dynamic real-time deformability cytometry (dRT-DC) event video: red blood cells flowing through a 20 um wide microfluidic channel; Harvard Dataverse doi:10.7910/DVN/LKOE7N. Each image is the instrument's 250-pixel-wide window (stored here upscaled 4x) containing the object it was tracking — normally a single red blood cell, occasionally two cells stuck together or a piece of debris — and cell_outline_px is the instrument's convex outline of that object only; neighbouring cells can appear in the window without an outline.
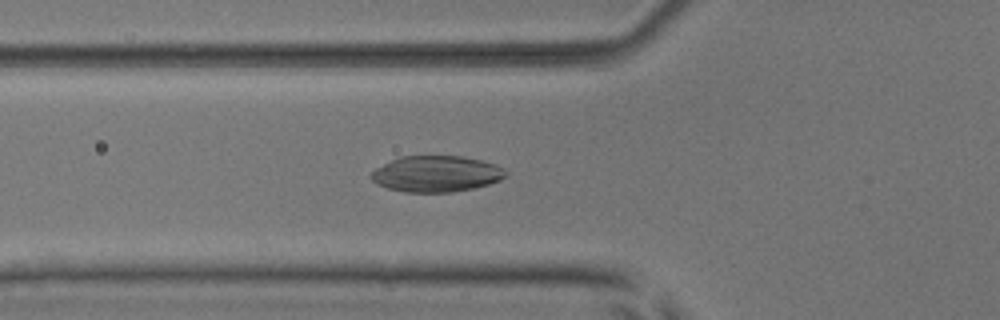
{"species": "common noctule bat (a hibernating species)", "species_latin": "Nyctalus noctula", "temperature_condition": "room temperature", "stored_images_in_passage": 48, "camera_frame_rate_fps": 3000, "um_per_image_px": 0.085, "animal": {"sex": "male", "body_mass_g": 17.9, "forearm_length_mm": 54.2}, "frame": {"image": 1, "passage_image": 14, "time_ms": 4.333, "image_size_px": [1000, 320], "cell_outline_px": [[508, 176], [500, 180], [488, 184], [472, 188], [452, 192], [404, 192], [388, 188], [376, 184], [368, 176], [376, 168], [400, 156], [460, 156], [480, 160], [496, 164], [504, 168], [508, 172]], "centroid_in_image_um": [37.09, 14.78], "position_along_channel_um": 88.7, "area_um2": 28.38}}
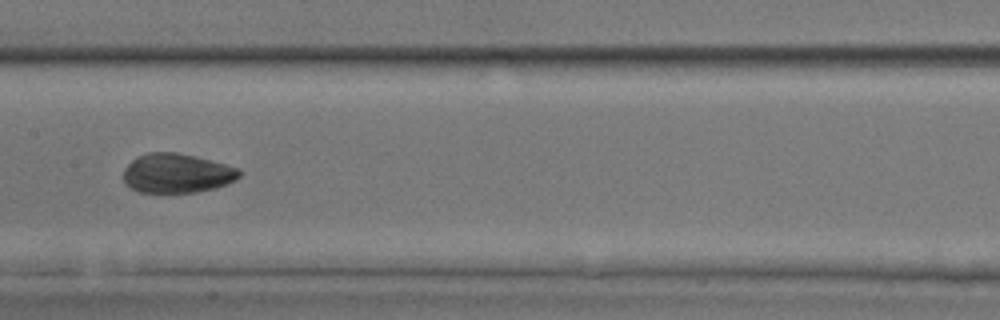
{"frame": {"image": 2, "passage_image": 22, "time_ms": 7.0, "image_size_px": [1000, 320], "cell_outline_px": [[240, 176], [236, 180], [228, 184], [216, 188], [196, 192], [140, 192], [124, 184], [124, 168], [136, 156], [148, 152], [176, 152], [196, 156], [240, 168]], "centroid_in_image_um": [15.05, 14.72], "position_along_channel_um": 192.4, "area_um2": 26.76}}
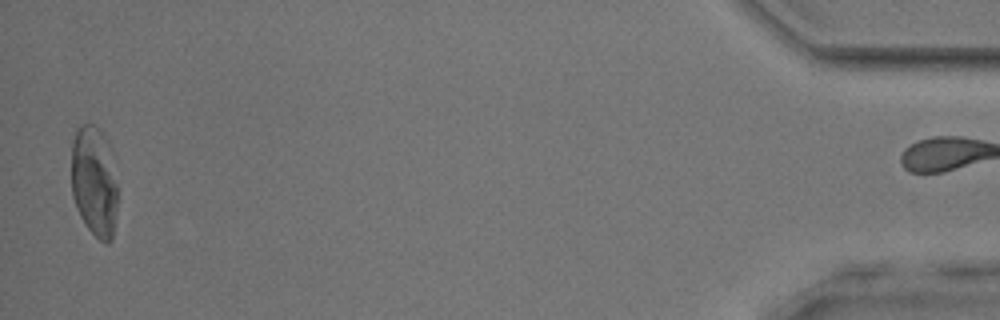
{"frame": {"image": 3, "passage_image": 47, "time_ms": 15.333, "image_size_px": [1000, 320], "cell_outline_px": [[116, 208], [112, 240], [108, 244], [100, 240], [84, 224], [76, 208], [72, 196], [72, 140], [76, 128], [84, 124], [92, 124], [104, 136], [108, 144], [116, 184]], "centroid_in_image_um": [7.98, 15.44], "position_along_channel_um": 427.2, "area_um2": 29.48}, "authors_computed_cell_mechanics": {"area_um2": 28.0619, "velocity_mm_per_s": 3.8863, "shape_relaxation_time_tau1_ms": 6.4186, "shape_relaxation_time_tau2_ms": 1.3174, "deformation_change_tau1": 0.1756, "deformation_change_tau2": 0.0489}}